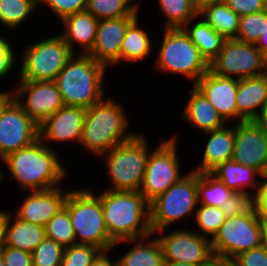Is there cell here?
Masks as SVG:
<instances>
[{"mask_svg":"<svg viewBox=\"0 0 267 266\" xmlns=\"http://www.w3.org/2000/svg\"><path fill=\"white\" fill-rule=\"evenodd\" d=\"M255 201L258 216L267 217V175L260 178L259 188L255 194Z\"/></svg>","mask_w":267,"mask_h":266,"instance_id":"cell-46","label":"cell"},{"mask_svg":"<svg viewBox=\"0 0 267 266\" xmlns=\"http://www.w3.org/2000/svg\"><path fill=\"white\" fill-rule=\"evenodd\" d=\"M198 266H232L231 261L226 260L220 256L213 255L204 263H201Z\"/></svg>","mask_w":267,"mask_h":266,"instance_id":"cell-49","label":"cell"},{"mask_svg":"<svg viewBox=\"0 0 267 266\" xmlns=\"http://www.w3.org/2000/svg\"><path fill=\"white\" fill-rule=\"evenodd\" d=\"M182 119L204 133L225 126L226 121L209 100L193 85L190 97L183 109Z\"/></svg>","mask_w":267,"mask_h":266,"instance_id":"cell-24","label":"cell"},{"mask_svg":"<svg viewBox=\"0 0 267 266\" xmlns=\"http://www.w3.org/2000/svg\"><path fill=\"white\" fill-rule=\"evenodd\" d=\"M223 126L222 128L206 132L207 142L203 150V157L200 165L192 169L199 173H210L220 163L232 159L234 140H235V126Z\"/></svg>","mask_w":267,"mask_h":266,"instance_id":"cell-23","label":"cell"},{"mask_svg":"<svg viewBox=\"0 0 267 266\" xmlns=\"http://www.w3.org/2000/svg\"><path fill=\"white\" fill-rule=\"evenodd\" d=\"M144 134L138 133L132 139L122 144L116 145L105 154L107 177L111 182V191H140L150 147Z\"/></svg>","mask_w":267,"mask_h":266,"instance_id":"cell-6","label":"cell"},{"mask_svg":"<svg viewBox=\"0 0 267 266\" xmlns=\"http://www.w3.org/2000/svg\"><path fill=\"white\" fill-rule=\"evenodd\" d=\"M163 30L164 36L161 45L157 44L160 47L153 66L156 73L161 71L166 74H179L185 79H190L194 85L209 71V63L182 28Z\"/></svg>","mask_w":267,"mask_h":266,"instance_id":"cell-7","label":"cell"},{"mask_svg":"<svg viewBox=\"0 0 267 266\" xmlns=\"http://www.w3.org/2000/svg\"><path fill=\"white\" fill-rule=\"evenodd\" d=\"M152 235L140 239L116 242L113 250L121 243L133 244L131 249L127 250L121 257H118L117 266H166L160 242L157 238H153Z\"/></svg>","mask_w":267,"mask_h":266,"instance_id":"cell-25","label":"cell"},{"mask_svg":"<svg viewBox=\"0 0 267 266\" xmlns=\"http://www.w3.org/2000/svg\"><path fill=\"white\" fill-rule=\"evenodd\" d=\"M101 250L88 244H73L65 247L60 266H90Z\"/></svg>","mask_w":267,"mask_h":266,"instance_id":"cell-39","label":"cell"},{"mask_svg":"<svg viewBox=\"0 0 267 266\" xmlns=\"http://www.w3.org/2000/svg\"><path fill=\"white\" fill-rule=\"evenodd\" d=\"M199 205L195 210V218L193 219L199 229L197 233L212 240L224 223L226 216L220 207Z\"/></svg>","mask_w":267,"mask_h":266,"instance_id":"cell-35","label":"cell"},{"mask_svg":"<svg viewBox=\"0 0 267 266\" xmlns=\"http://www.w3.org/2000/svg\"><path fill=\"white\" fill-rule=\"evenodd\" d=\"M139 5L131 0H87L86 11L100 21L139 16Z\"/></svg>","mask_w":267,"mask_h":266,"instance_id":"cell-31","label":"cell"},{"mask_svg":"<svg viewBox=\"0 0 267 266\" xmlns=\"http://www.w3.org/2000/svg\"><path fill=\"white\" fill-rule=\"evenodd\" d=\"M105 98L86 108L79 143L98 157L137 134L127 132L130 122L123 105L111 98Z\"/></svg>","mask_w":267,"mask_h":266,"instance_id":"cell-3","label":"cell"},{"mask_svg":"<svg viewBox=\"0 0 267 266\" xmlns=\"http://www.w3.org/2000/svg\"><path fill=\"white\" fill-rule=\"evenodd\" d=\"M198 204L197 172L191 170L149 203L152 234L167 229V226L184 220L186 216H194Z\"/></svg>","mask_w":267,"mask_h":266,"instance_id":"cell-8","label":"cell"},{"mask_svg":"<svg viewBox=\"0 0 267 266\" xmlns=\"http://www.w3.org/2000/svg\"><path fill=\"white\" fill-rule=\"evenodd\" d=\"M232 266H267V251L262 247L239 253L231 260Z\"/></svg>","mask_w":267,"mask_h":266,"instance_id":"cell-42","label":"cell"},{"mask_svg":"<svg viewBox=\"0 0 267 266\" xmlns=\"http://www.w3.org/2000/svg\"><path fill=\"white\" fill-rule=\"evenodd\" d=\"M160 11L167 21L164 28H183L190 20L198 17L199 6L194 0H158Z\"/></svg>","mask_w":267,"mask_h":266,"instance_id":"cell-33","label":"cell"},{"mask_svg":"<svg viewBox=\"0 0 267 266\" xmlns=\"http://www.w3.org/2000/svg\"><path fill=\"white\" fill-rule=\"evenodd\" d=\"M210 173L235 193H248L251 187L252 193L256 194L260 183L256 177H262L256 169L237 163L233 159L220 163Z\"/></svg>","mask_w":267,"mask_h":266,"instance_id":"cell-26","label":"cell"},{"mask_svg":"<svg viewBox=\"0 0 267 266\" xmlns=\"http://www.w3.org/2000/svg\"><path fill=\"white\" fill-rule=\"evenodd\" d=\"M18 81H55L73 52L58 34L23 49Z\"/></svg>","mask_w":267,"mask_h":266,"instance_id":"cell-9","label":"cell"},{"mask_svg":"<svg viewBox=\"0 0 267 266\" xmlns=\"http://www.w3.org/2000/svg\"><path fill=\"white\" fill-rule=\"evenodd\" d=\"M267 30V9L261 12L240 16L236 40L256 44Z\"/></svg>","mask_w":267,"mask_h":266,"instance_id":"cell-37","label":"cell"},{"mask_svg":"<svg viewBox=\"0 0 267 266\" xmlns=\"http://www.w3.org/2000/svg\"><path fill=\"white\" fill-rule=\"evenodd\" d=\"M139 18L137 17L127 28L125 37L120 48V61L132 63L145 60L153 49L152 36L146 29L139 27Z\"/></svg>","mask_w":267,"mask_h":266,"instance_id":"cell-30","label":"cell"},{"mask_svg":"<svg viewBox=\"0 0 267 266\" xmlns=\"http://www.w3.org/2000/svg\"><path fill=\"white\" fill-rule=\"evenodd\" d=\"M261 246L267 251V217H259Z\"/></svg>","mask_w":267,"mask_h":266,"instance_id":"cell-51","label":"cell"},{"mask_svg":"<svg viewBox=\"0 0 267 266\" xmlns=\"http://www.w3.org/2000/svg\"><path fill=\"white\" fill-rule=\"evenodd\" d=\"M10 95L9 90L0 93V104Z\"/></svg>","mask_w":267,"mask_h":266,"instance_id":"cell-54","label":"cell"},{"mask_svg":"<svg viewBox=\"0 0 267 266\" xmlns=\"http://www.w3.org/2000/svg\"><path fill=\"white\" fill-rule=\"evenodd\" d=\"M107 69L88 54H73L55 79L63 104L86 109L102 100Z\"/></svg>","mask_w":267,"mask_h":266,"instance_id":"cell-4","label":"cell"},{"mask_svg":"<svg viewBox=\"0 0 267 266\" xmlns=\"http://www.w3.org/2000/svg\"><path fill=\"white\" fill-rule=\"evenodd\" d=\"M38 7L39 0H0V23L13 30Z\"/></svg>","mask_w":267,"mask_h":266,"instance_id":"cell-34","label":"cell"},{"mask_svg":"<svg viewBox=\"0 0 267 266\" xmlns=\"http://www.w3.org/2000/svg\"><path fill=\"white\" fill-rule=\"evenodd\" d=\"M177 137L162 140L148 158L140 193L150 203L183 176L177 154Z\"/></svg>","mask_w":267,"mask_h":266,"instance_id":"cell-10","label":"cell"},{"mask_svg":"<svg viewBox=\"0 0 267 266\" xmlns=\"http://www.w3.org/2000/svg\"><path fill=\"white\" fill-rule=\"evenodd\" d=\"M12 213V211L0 210V246L4 244L7 225Z\"/></svg>","mask_w":267,"mask_h":266,"instance_id":"cell-48","label":"cell"},{"mask_svg":"<svg viewBox=\"0 0 267 266\" xmlns=\"http://www.w3.org/2000/svg\"><path fill=\"white\" fill-rule=\"evenodd\" d=\"M197 18L196 21L195 19L190 20L182 29L190 40L199 47L200 53L205 60L210 63L222 49L225 38L201 17H199L200 19Z\"/></svg>","mask_w":267,"mask_h":266,"instance_id":"cell-29","label":"cell"},{"mask_svg":"<svg viewBox=\"0 0 267 266\" xmlns=\"http://www.w3.org/2000/svg\"><path fill=\"white\" fill-rule=\"evenodd\" d=\"M199 204L220 207L235 193L211 173L197 172Z\"/></svg>","mask_w":267,"mask_h":266,"instance_id":"cell-32","label":"cell"},{"mask_svg":"<svg viewBox=\"0 0 267 266\" xmlns=\"http://www.w3.org/2000/svg\"><path fill=\"white\" fill-rule=\"evenodd\" d=\"M255 46L263 53L267 50V30L258 39Z\"/></svg>","mask_w":267,"mask_h":266,"instance_id":"cell-52","label":"cell"},{"mask_svg":"<svg viewBox=\"0 0 267 266\" xmlns=\"http://www.w3.org/2000/svg\"><path fill=\"white\" fill-rule=\"evenodd\" d=\"M112 249L100 251L96 257L92 260L90 266H117V259L112 261L110 259V253Z\"/></svg>","mask_w":267,"mask_h":266,"instance_id":"cell-47","label":"cell"},{"mask_svg":"<svg viewBox=\"0 0 267 266\" xmlns=\"http://www.w3.org/2000/svg\"><path fill=\"white\" fill-rule=\"evenodd\" d=\"M139 16L100 20L92 49L87 53L107 68L120 63V48L128 26Z\"/></svg>","mask_w":267,"mask_h":266,"instance_id":"cell-18","label":"cell"},{"mask_svg":"<svg viewBox=\"0 0 267 266\" xmlns=\"http://www.w3.org/2000/svg\"><path fill=\"white\" fill-rule=\"evenodd\" d=\"M39 5H46L62 20L69 15L85 11L87 0H39Z\"/></svg>","mask_w":267,"mask_h":266,"instance_id":"cell-41","label":"cell"},{"mask_svg":"<svg viewBox=\"0 0 267 266\" xmlns=\"http://www.w3.org/2000/svg\"><path fill=\"white\" fill-rule=\"evenodd\" d=\"M214 255L231 261L239 253L261 246L258 211L251 214L226 217L211 240Z\"/></svg>","mask_w":267,"mask_h":266,"instance_id":"cell-11","label":"cell"},{"mask_svg":"<svg viewBox=\"0 0 267 266\" xmlns=\"http://www.w3.org/2000/svg\"><path fill=\"white\" fill-rule=\"evenodd\" d=\"M13 49V45L0 36V79L8 76V73L10 74L13 71L12 68L17 66L15 61H17L16 55L18 54Z\"/></svg>","mask_w":267,"mask_h":266,"instance_id":"cell-43","label":"cell"},{"mask_svg":"<svg viewBox=\"0 0 267 266\" xmlns=\"http://www.w3.org/2000/svg\"><path fill=\"white\" fill-rule=\"evenodd\" d=\"M65 247L45 237L32 252L33 266H60Z\"/></svg>","mask_w":267,"mask_h":266,"instance_id":"cell-38","label":"cell"},{"mask_svg":"<svg viewBox=\"0 0 267 266\" xmlns=\"http://www.w3.org/2000/svg\"><path fill=\"white\" fill-rule=\"evenodd\" d=\"M85 112L80 106L63 105L39 126V138L51 149L50 142L80 143Z\"/></svg>","mask_w":267,"mask_h":266,"instance_id":"cell-17","label":"cell"},{"mask_svg":"<svg viewBox=\"0 0 267 266\" xmlns=\"http://www.w3.org/2000/svg\"><path fill=\"white\" fill-rule=\"evenodd\" d=\"M239 79L221 77L207 71L194 86L209 100L227 122L237 119L236 91Z\"/></svg>","mask_w":267,"mask_h":266,"instance_id":"cell-20","label":"cell"},{"mask_svg":"<svg viewBox=\"0 0 267 266\" xmlns=\"http://www.w3.org/2000/svg\"><path fill=\"white\" fill-rule=\"evenodd\" d=\"M69 191L61 187L46 191H31L16 210L15 215L26 222L45 227L49 220L64 207Z\"/></svg>","mask_w":267,"mask_h":266,"instance_id":"cell-19","label":"cell"},{"mask_svg":"<svg viewBox=\"0 0 267 266\" xmlns=\"http://www.w3.org/2000/svg\"><path fill=\"white\" fill-rule=\"evenodd\" d=\"M4 266H33L32 253L3 245Z\"/></svg>","mask_w":267,"mask_h":266,"instance_id":"cell-45","label":"cell"},{"mask_svg":"<svg viewBox=\"0 0 267 266\" xmlns=\"http://www.w3.org/2000/svg\"><path fill=\"white\" fill-rule=\"evenodd\" d=\"M57 152L38 138L1 161L23 192L46 191L60 187L67 174Z\"/></svg>","mask_w":267,"mask_h":266,"instance_id":"cell-1","label":"cell"},{"mask_svg":"<svg viewBox=\"0 0 267 266\" xmlns=\"http://www.w3.org/2000/svg\"><path fill=\"white\" fill-rule=\"evenodd\" d=\"M267 103V76L239 79L236 91L238 122L253 121Z\"/></svg>","mask_w":267,"mask_h":266,"instance_id":"cell-21","label":"cell"},{"mask_svg":"<svg viewBox=\"0 0 267 266\" xmlns=\"http://www.w3.org/2000/svg\"><path fill=\"white\" fill-rule=\"evenodd\" d=\"M0 266H4L3 245L0 246Z\"/></svg>","mask_w":267,"mask_h":266,"instance_id":"cell-56","label":"cell"},{"mask_svg":"<svg viewBox=\"0 0 267 266\" xmlns=\"http://www.w3.org/2000/svg\"><path fill=\"white\" fill-rule=\"evenodd\" d=\"M166 266H194V265H191V264H187V263H165Z\"/></svg>","mask_w":267,"mask_h":266,"instance_id":"cell-55","label":"cell"},{"mask_svg":"<svg viewBox=\"0 0 267 266\" xmlns=\"http://www.w3.org/2000/svg\"><path fill=\"white\" fill-rule=\"evenodd\" d=\"M95 194L101 201L107 231L115 243L152 234L149 202L140 191L105 190Z\"/></svg>","mask_w":267,"mask_h":266,"instance_id":"cell-2","label":"cell"},{"mask_svg":"<svg viewBox=\"0 0 267 266\" xmlns=\"http://www.w3.org/2000/svg\"><path fill=\"white\" fill-rule=\"evenodd\" d=\"M209 70L218 76L236 79L265 74L262 52L255 46L236 39H225L222 49L209 63Z\"/></svg>","mask_w":267,"mask_h":266,"instance_id":"cell-12","label":"cell"},{"mask_svg":"<svg viewBox=\"0 0 267 266\" xmlns=\"http://www.w3.org/2000/svg\"><path fill=\"white\" fill-rule=\"evenodd\" d=\"M4 177V172L2 171V169L0 170V182L2 181V178Z\"/></svg>","mask_w":267,"mask_h":266,"instance_id":"cell-58","label":"cell"},{"mask_svg":"<svg viewBox=\"0 0 267 266\" xmlns=\"http://www.w3.org/2000/svg\"><path fill=\"white\" fill-rule=\"evenodd\" d=\"M17 84L9 92L38 126L64 105L55 81H18Z\"/></svg>","mask_w":267,"mask_h":266,"instance_id":"cell-15","label":"cell"},{"mask_svg":"<svg viewBox=\"0 0 267 266\" xmlns=\"http://www.w3.org/2000/svg\"><path fill=\"white\" fill-rule=\"evenodd\" d=\"M226 217L251 214L256 210L255 194L234 193L222 206Z\"/></svg>","mask_w":267,"mask_h":266,"instance_id":"cell-40","label":"cell"},{"mask_svg":"<svg viewBox=\"0 0 267 266\" xmlns=\"http://www.w3.org/2000/svg\"><path fill=\"white\" fill-rule=\"evenodd\" d=\"M64 206L73 226L76 243L96 246L101 251L113 249L99 197L90 188L69 190Z\"/></svg>","mask_w":267,"mask_h":266,"instance_id":"cell-5","label":"cell"},{"mask_svg":"<svg viewBox=\"0 0 267 266\" xmlns=\"http://www.w3.org/2000/svg\"><path fill=\"white\" fill-rule=\"evenodd\" d=\"M195 3L200 6L201 4L203 3H206V2H211V1H216V0H194Z\"/></svg>","mask_w":267,"mask_h":266,"instance_id":"cell-57","label":"cell"},{"mask_svg":"<svg viewBox=\"0 0 267 266\" xmlns=\"http://www.w3.org/2000/svg\"><path fill=\"white\" fill-rule=\"evenodd\" d=\"M61 22L64 30L59 35L70 50L76 54L75 46L79 45L80 54H87L94 45L99 20L85 10L69 15Z\"/></svg>","mask_w":267,"mask_h":266,"instance_id":"cell-22","label":"cell"},{"mask_svg":"<svg viewBox=\"0 0 267 266\" xmlns=\"http://www.w3.org/2000/svg\"><path fill=\"white\" fill-rule=\"evenodd\" d=\"M45 237L53 239L64 247L76 244L73 226L65 206L45 226Z\"/></svg>","mask_w":267,"mask_h":266,"instance_id":"cell-36","label":"cell"},{"mask_svg":"<svg viewBox=\"0 0 267 266\" xmlns=\"http://www.w3.org/2000/svg\"><path fill=\"white\" fill-rule=\"evenodd\" d=\"M44 238L45 227L23 221L12 213L3 245L32 253Z\"/></svg>","mask_w":267,"mask_h":266,"instance_id":"cell-28","label":"cell"},{"mask_svg":"<svg viewBox=\"0 0 267 266\" xmlns=\"http://www.w3.org/2000/svg\"><path fill=\"white\" fill-rule=\"evenodd\" d=\"M165 229L154 232L163 250L165 263H187L198 266L212 257L211 240L197 231L177 229L164 234ZM162 234V235H161ZM164 234V235H163Z\"/></svg>","mask_w":267,"mask_h":266,"instance_id":"cell-14","label":"cell"},{"mask_svg":"<svg viewBox=\"0 0 267 266\" xmlns=\"http://www.w3.org/2000/svg\"><path fill=\"white\" fill-rule=\"evenodd\" d=\"M239 16L257 13L267 9V0H224Z\"/></svg>","mask_w":267,"mask_h":266,"instance_id":"cell-44","label":"cell"},{"mask_svg":"<svg viewBox=\"0 0 267 266\" xmlns=\"http://www.w3.org/2000/svg\"><path fill=\"white\" fill-rule=\"evenodd\" d=\"M198 17H201L225 39H235L238 34L240 16L224 0L201 4L199 6Z\"/></svg>","mask_w":267,"mask_h":266,"instance_id":"cell-27","label":"cell"},{"mask_svg":"<svg viewBox=\"0 0 267 266\" xmlns=\"http://www.w3.org/2000/svg\"><path fill=\"white\" fill-rule=\"evenodd\" d=\"M263 58V68L265 73L267 72V50L262 53Z\"/></svg>","mask_w":267,"mask_h":266,"instance_id":"cell-53","label":"cell"},{"mask_svg":"<svg viewBox=\"0 0 267 266\" xmlns=\"http://www.w3.org/2000/svg\"><path fill=\"white\" fill-rule=\"evenodd\" d=\"M232 159L267 175V133L254 121L236 122Z\"/></svg>","mask_w":267,"mask_h":266,"instance_id":"cell-16","label":"cell"},{"mask_svg":"<svg viewBox=\"0 0 267 266\" xmlns=\"http://www.w3.org/2000/svg\"><path fill=\"white\" fill-rule=\"evenodd\" d=\"M39 138V126L10 94L0 104V159Z\"/></svg>","mask_w":267,"mask_h":266,"instance_id":"cell-13","label":"cell"},{"mask_svg":"<svg viewBox=\"0 0 267 266\" xmlns=\"http://www.w3.org/2000/svg\"><path fill=\"white\" fill-rule=\"evenodd\" d=\"M264 132L267 133V103L260 109L258 116L253 120Z\"/></svg>","mask_w":267,"mask_h":266,"instance_id":"cell-50","label":"cell"}]
</instances>
